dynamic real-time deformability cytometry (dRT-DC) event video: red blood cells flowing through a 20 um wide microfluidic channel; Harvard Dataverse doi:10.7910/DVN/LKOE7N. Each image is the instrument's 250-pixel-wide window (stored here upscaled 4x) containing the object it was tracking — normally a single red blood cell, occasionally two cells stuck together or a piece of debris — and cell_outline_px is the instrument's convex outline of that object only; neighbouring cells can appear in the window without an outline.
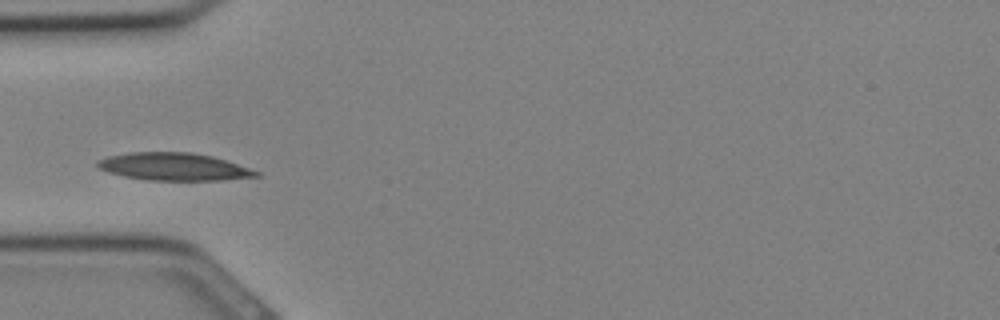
{"species": "Egyptian fruit bat (a non-hibernating species)", "species_latin": "Rousettus aegyptiacus", "temperature_condition": "cold", "stored_images_in_passage": 30, "camera_frame_rate_fps": 3000, "um_per_image_px": 0.085, "animal": {"sex": "female"}, "frame": {"image": 1, "passage_image": 8, "time_ms": 2.333, "image_size_px": [1000, 320], "cell_outline_px": [[260, 176], [224, 180], [148, 180], [124, 176], [108, 172], [96, 168], [96, 160], [108, 156], [128, 152], [192, 152], [212, 156], [260, 172]], "centroid_in_image_um": [14.72, 14.16], "position_along_channel_um": 70.3, "area_um2": 25.49}}
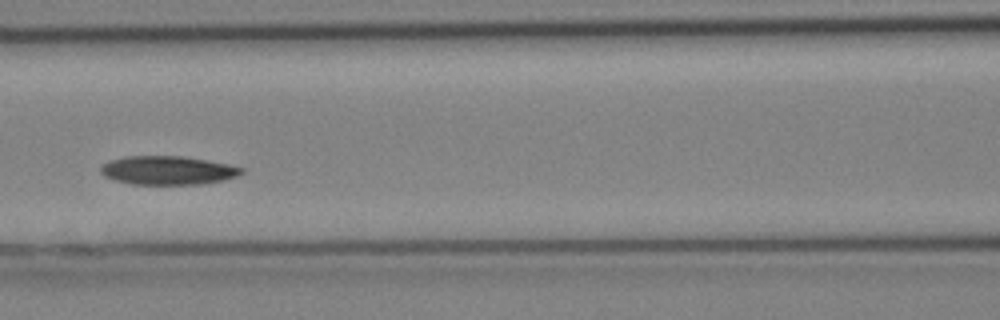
{"frame": {"image": 2, "passage_image": 12, "time_ms": 3.667, "image_size_px": [1000, 320], "cell_outline_px": [[244, 172], [236, 176], [224, 180], [204, 184], [132, 184], [116, 180], [104, 176], [100, 172], [100, 168], [104, 164], [112, 160], [124, 156], [184, 156], [228, 164], [244, 168]], "centroid_in_image_um": [14.28, 14.48], "position_along_channel_um": 152.3, "area_um2": 23.47}}
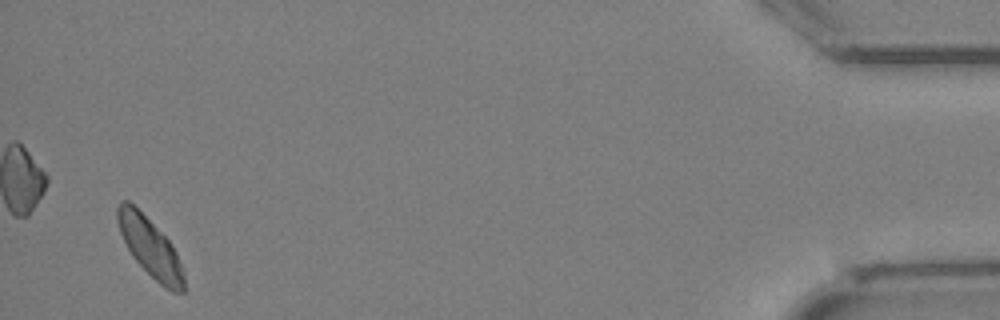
{"frame": {"image": 3, "passage_image": 29, "time_ms": 9.333, "image_size_px": [1000, 320], "cell_outline_px": [[184, 292], [172, 292], [160, 284], [132, 256], [120, 232], [116, 220], [116, 208], [124, 200], [128, 200], [168, 240], [176, 252], [184, 276]], "centroid_in_image_um": [12.74, 21.03], "position_along_channel_um": 422.5, "area_um2": 21.96}}